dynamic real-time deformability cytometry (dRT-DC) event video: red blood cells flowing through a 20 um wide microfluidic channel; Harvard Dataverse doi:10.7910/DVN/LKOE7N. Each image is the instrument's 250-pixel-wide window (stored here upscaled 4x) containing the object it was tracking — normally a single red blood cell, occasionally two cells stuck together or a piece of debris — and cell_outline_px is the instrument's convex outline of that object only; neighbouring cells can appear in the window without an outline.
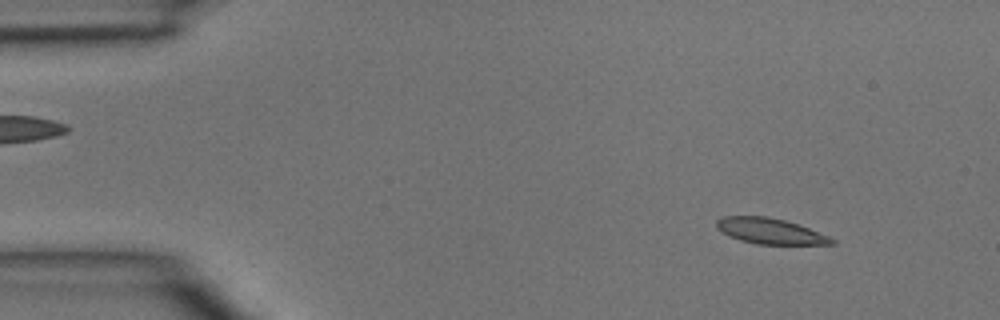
{"species": "common noctule bat (a hibernating species)", "species_latin": "Nyctalus noctula", "temperature_condition": "room temperature", "stored_images_in_passage": 44, "camera_frame_rate_fps": 3000, "um_per_image_px": 0.085, "animal": {"sex": "male", "body_mass_g": 15.6}, "frame": {"image": 1, "passage_image": 4, "time_ms": 1.0, "image_size_px": [1000, 320], "cell_outline_px": [[836, 244], [756, 244], [740, 240], [728, 236], [716, 228], [716, 220], [724, 216], [768, 216], [784, 220], [808, 228], [828, 236], [836, 240]], "centroid_in_image_um": [65.42, 19.64], "position_along_channel_um": 19.6, "area_um2": 17.17}}
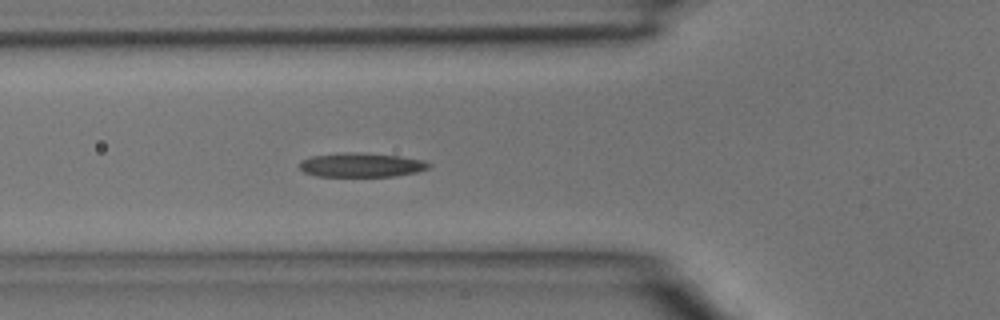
{"frame": {"image": 2, "passage_image": 15, "time_ms": 4.667, "image_size_px": [1000, 320], "cell_outline_px": [[432, 164], [428, 168], [416, 172], [396, 176], [316, 176], [304, 172], [300, 168], [300, 164], [304, 160], [312, 156], [344, 152], [360, 152], [400, 156], [424, 160]], "centroid_in_image_um": [30.75, 14.02], "position_along_channel_um": 95.1, "area_um2": 18.15}}
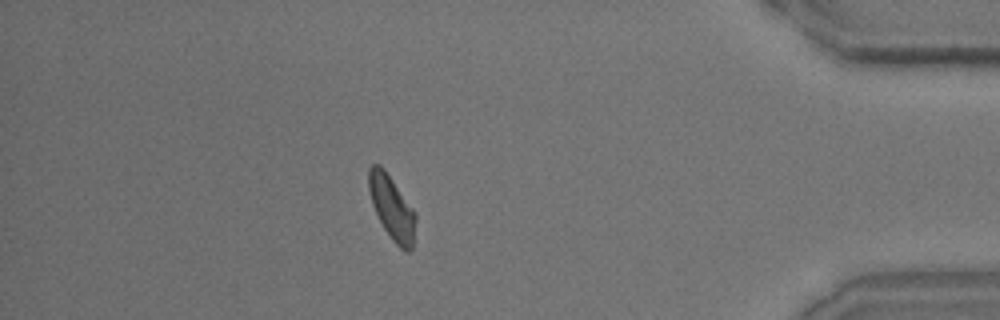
{"frame": {"image": 3, "passage_image": 39, "time_ms": 12.667, "image_size_px": [1000, 320], "cell_outline_px": [[416, 220], [412, 248], [408, 252], [404, 252], [392, 240], [384, 228], [372, 204], [368, 188], [368, 168], [372, 164], [380, 164], [384, 168], [416, 212]], "centroid_in_image_um": [33.31, 17.64], "position_along_channel_um": 401.9, "area_um2": 17.51}}